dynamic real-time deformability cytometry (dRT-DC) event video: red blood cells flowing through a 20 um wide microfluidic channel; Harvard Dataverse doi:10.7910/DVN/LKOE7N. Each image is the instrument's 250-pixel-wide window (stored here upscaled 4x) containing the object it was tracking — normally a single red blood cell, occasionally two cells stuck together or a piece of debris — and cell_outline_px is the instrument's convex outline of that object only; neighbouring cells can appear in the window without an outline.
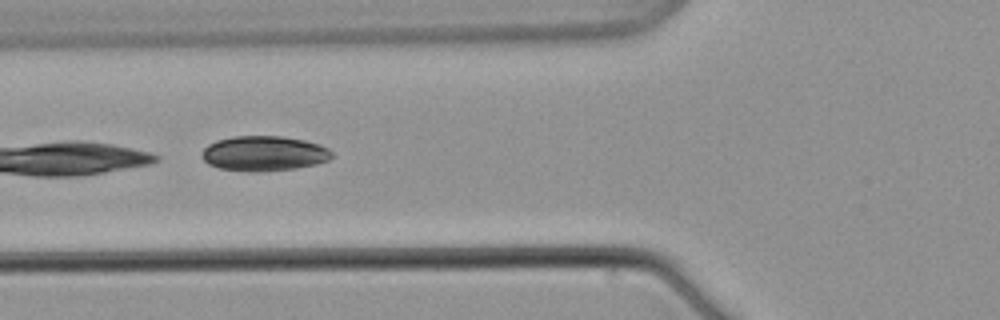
{"species": "common noctule bat (a hibernating species)", "species_latin": "Nyctalus noctula", "temperature_condition": "warm", "stored_images_in_passage": 15, "camera_frame_rate_fps": 3000, "um_per_image_px": 0.085, "animal": {"sex": "male", "body_mass_g": 21.5, "forearm_length_mm": 52.0}, "frame": {"image": 1, "passage_image": 5, "time_ms": 5.667, "image_size_px": [1000, 320], "cell_outline_px": [[332, 156], [328, 160], [316, 164], [296, 168], [256, 172], [248, 172], [220, 168], [208, 164], [200, 156], [204, 148], [208, 144], [216, 140], [232, 136], [280, 136], [304, 140], [320, 144], [328, 148], [332, 152]], "centroid_in_image_um": [22.42, 13.04], "position_along_channel_um": 103.4, "area_um2": 26.65}}